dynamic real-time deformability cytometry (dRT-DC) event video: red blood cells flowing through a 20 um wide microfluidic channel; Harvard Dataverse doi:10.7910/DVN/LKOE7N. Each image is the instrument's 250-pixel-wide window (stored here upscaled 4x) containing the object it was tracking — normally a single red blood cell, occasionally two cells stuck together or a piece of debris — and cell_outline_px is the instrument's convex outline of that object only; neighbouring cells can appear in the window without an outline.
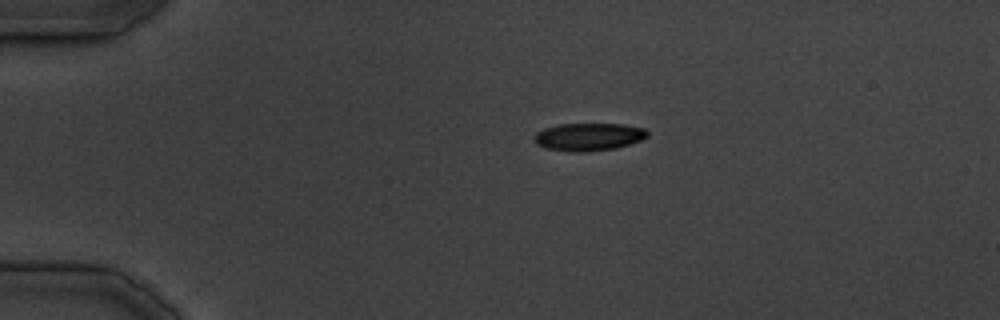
{"species": "common noctule bat (a hibernating species)", "species_latin": "Nyctalus noctula", "temperature_condition": "cold", "stored_images_in_passage": 17, "camera_frame_rate_fps": 3000, "um_per_image_px": 0.085, "animal": {"sex": "male", "body_mass_g": 19.5, "forearm_length_mm": 54.6}, "frame": {"image": 1, "passage_image": 1, "time_ms": 0.0, "image_size_px": [1000, 320], "cell_outline_px": [[648, 136], [640, 140], [616, 148], [584, 152], [568, 152], [544, 148], [536, 144], [532, 140], [532, 136], [536, 132], [544, 128], [560, 124], [624, 124], [644, 128], [648, 132]], "centroid_in_image_um": [49.97, 11.63], "position_along_channel_um": 35.0, "area_um2": 18.5}}